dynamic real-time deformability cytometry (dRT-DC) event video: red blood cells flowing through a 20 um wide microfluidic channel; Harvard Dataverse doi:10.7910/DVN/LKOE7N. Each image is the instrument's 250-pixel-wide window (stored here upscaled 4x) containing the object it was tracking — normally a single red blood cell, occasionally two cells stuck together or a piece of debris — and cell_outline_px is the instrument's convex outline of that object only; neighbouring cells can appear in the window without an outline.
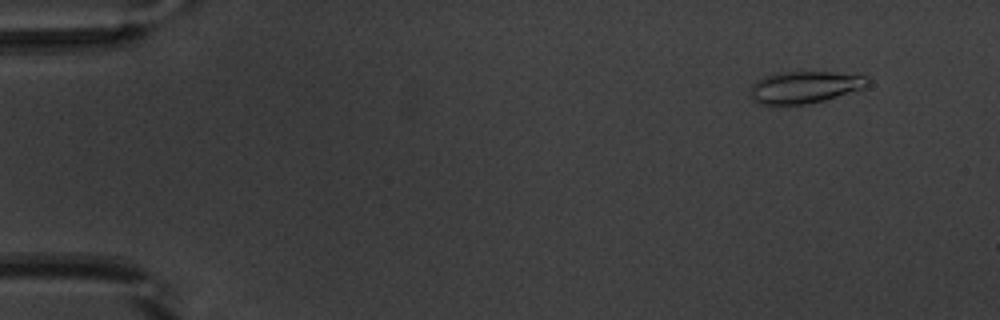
{"species": "common noctule bat (a hibernating species)", "species_latin": "Nyctalus noctula", "temperature_condition": "warm", "stored_images_in_passage": 52, "camera_frame_rate_fps": 3000, "um_per_image_px": 0.085, "animal": {"sex": "male", "body_mass_g": 20.1, "forearm_length_mm": 53.5}, "frame": {"image": 1, "passage_image": 5, "time_ms": 1.333, "image_size_px": [1000, 320], "cell_outline_px": [[872, 80], [864, 88], [824, 100], [804, 104], [756, 104], [752, 100], [752, 84], [776, 72], [832, 72], [868, 76]], "centroid_in_image_um": [68.45, 7.4], "position_along_channel_um": 16.6, "area_um2": 21.62}}
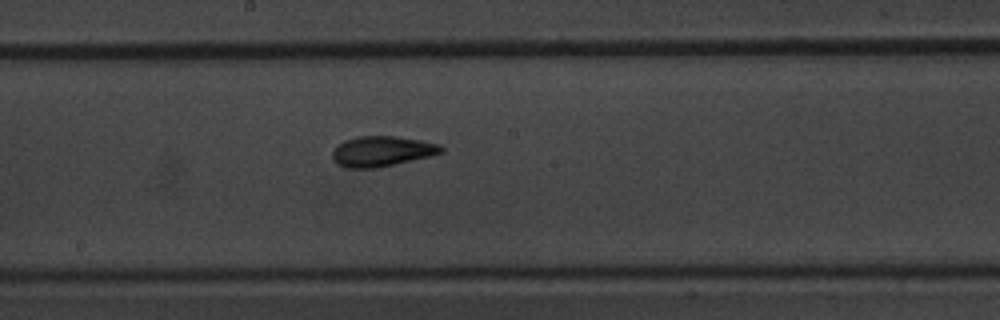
{"frame": {"image": 2, "passage_image": 29, "time_ms": 9.333, "image_size_px": [1000, 320], "cell_outline_px": [[444, 152], [428, 156], [376, 168], [348, 168], [336, 164], [332, 160], [332, 152], [344, 140], [356, 136], [396, 136], [420, 140], [440, 144], [444, 148]], "centroid_in_image_um": [32.44, 12.85], "position_along_channel_um": 215.8, "area_um2": 19.13}}
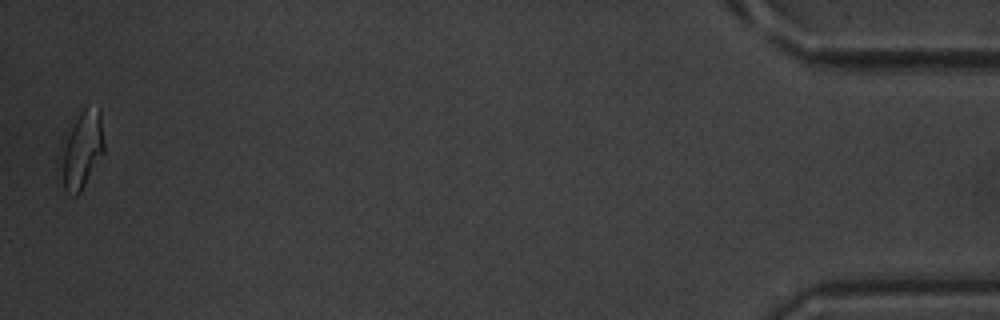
{"frame": {"image": 3, "passage_image": 52, "time_ms": 17.0, "image_size_px": [1000, 320], "cell_outline_px": [[104, 152], [80, 192], [76, 196], [72, 196], [64, 188], [64, 148], [68, 136], [80, 112], [84, 108], [100, 108], [104, 140]], "centroid_in_image_um": [7.06, 12.72], "position_along_channel_um": 428.1, "area_um2": 18.09}, "authors_computed_cell_mechanics": {"area_um2": 18.8717, "velocity_mm_per_s": 3.8952, "shape_relaxation_time_tau1_ms": 6.273, "shape_relaxation_time_tau2_ms": 1.3869, "deformation_change_tau1": 0.1915, "deformation_change_tau2": 0.0819}}